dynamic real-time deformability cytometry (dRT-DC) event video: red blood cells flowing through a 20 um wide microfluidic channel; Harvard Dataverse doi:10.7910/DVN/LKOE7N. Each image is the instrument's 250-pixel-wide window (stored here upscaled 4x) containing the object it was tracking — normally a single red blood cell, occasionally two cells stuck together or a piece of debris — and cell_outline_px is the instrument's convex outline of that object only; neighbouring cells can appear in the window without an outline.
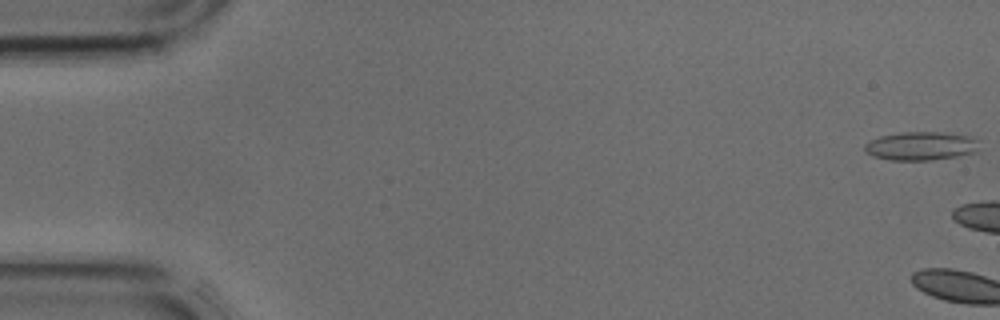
{"species": "common noctule bat (a hibernating species)", "species_latin": "Nyctalus noctula", "temperature_condition": "cold", "stored_images_in_passage": 3, "camera_frame_rate_fps": 3000, "um_per_image_px": 0.085, "animal": {"sex": "male", "body_mass_g": 17.9, "forearm_length_mm": 54.2}, "frame": {"image": 1, "passage_image": 1, "time_ms": 0.0, "image_size_px": [1000, 320], "cell_outline_px": [[976, 152], [956, 156], [932, 160], [892, 160], [872, 156], [864, 148], [864, 144], [880, 136], [900, 132], [940, 132], [972, 136], [976, 140]], "centroid_in_image_um": [78.26, 12.4], "position_along_channel_um": 6.7, "area_um2": 18.84}}